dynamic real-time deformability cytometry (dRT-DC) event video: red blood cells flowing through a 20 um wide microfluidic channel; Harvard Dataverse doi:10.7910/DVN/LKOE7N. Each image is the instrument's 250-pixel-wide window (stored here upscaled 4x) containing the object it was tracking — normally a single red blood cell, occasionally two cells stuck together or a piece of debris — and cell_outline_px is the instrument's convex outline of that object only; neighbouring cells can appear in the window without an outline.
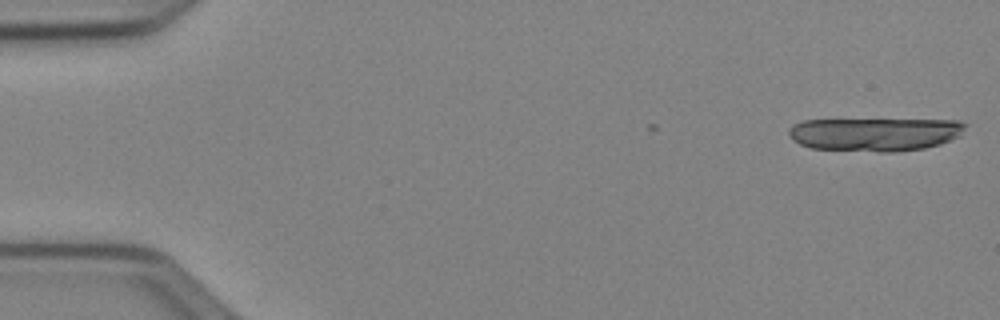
{"species": "Egyptian fruit bat (a non-hibernating species)", "species_latin": "Rousettus aegyptiacus", "temperature_condition": "cold", "stored_images_in_passage": 4, "camera_frame_rate_fps": 3000, "um_per_image_px": 0.085, "animal": {"sex": "female"}, "frame": {"image": 1, "passage_image": 1, "time_ms": 0.0, "image_size_px": [1000, 320], "cell_outline_px": [[968, 124], [960, 136], [940, 144], [924, 148], [896, 152], [880, 152], [812, 148], [800, 144], [792, 140], [788, 132], [788, 128], [792, 124], [804, 120], [960, 120]], "centroid_in_image_um": [74.38, 11.41], "position_along_channel_um": 10.6, "area_um2": 34.51}}